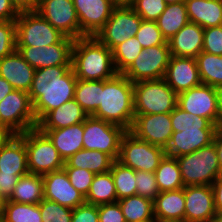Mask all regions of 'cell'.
Masks as SVG:
<instances>
[{
	"mask_svg": "<svg viewBox=\"0 0 222 222\" xmlns=\"http://www.w3.org/2000/svg\"><path fill=\"white\" fill-rule=\"evenodd\" d=\"M114 180L117 201L136 195L135 170L115 160L110 169Z\"/></svg>",
	"mask_w": 222,
	"mask_h": 222,
	"instance_id": "cell-38",
	"label": "cell"
},
{
	"mask_svg": "<svg viewBox=\"0 0 222 222\" xmlns=\"http://www.w3.org/2000/svg\"><path fill=\"white\" fill-rule=\"evenodd\" d=\"M157 222H188L186 219L181 220H167V221H157Z\"/></svg>",
	"mask_w": 222,
	"mask_h": 222,
	"instance_id": "cell-62",
	"label": "cell"
},
{
	"mask_svg": "<svg viewBox=\"0 0 222 222\" xmlns=\"http://www.w3.org/2000/svg\"><path fill=\"white\" fill-rule=\"evenodd\" d=\"M5 204V200L3 199V197L0 195V216H1V212H2V208L3 205Z\"/></svg>",
	"mask_w": 222,
	"mask_h": 222,
	"instance_id": "cell-61",
	"label": "cell"
},
{
	"mask_svg": "<svg viewBox=\"0 0 222 222\" xmlns=\"http://www.w3.org/2000/svg\"><path fill=\"white\" fill-rule=\"evenodd\" d=\"M177 93L202 84L195 58L172 56L163 78Z\"/></svg>",
	"mask_w": 222,
	"mask_h": 222,
	"instance_id": "cell-20",
	"label": "cell"
},
{
	"mask_svg": "<svg viewBox=\"0 0 222 222\" xmlns=\"http://www.w3.org/2000/svg\"><path fill=\"white\" fill-rule=\"evenodd\" d=\"M164 0H135L133 10L146 21H156L166 9Z\"/></svg>",
	"mask_w": 222,
	"mask_h": 222,
	"instance_id": "cell-45",
	"label": "cell"
},
{
	"mask_svg": "<svg viewBox=\"0 0 222 222\" xmlns=\"http://www.w3.org/2000/svg\"><path fill=\"white\" fill-rule=\"evenodd\" d=\"M171 124L173 132H178V129H216L218 127L208 119L185 112L178 106L171 112Z\"/></svg>",
	"mask_w": 222,
	"mask_h": 222,
	"instance_id": "cell-40",
	"label": "cell"
},
{
	"mask_svg": "<svg viewBox=\"0 0 222 222\" xmlns=\"http://www.w3.org/2000/svg\"><path fill=\"white\" fill-rule=\"evenodd\" d=\"M74 100L91 116L101 103V80L77 79Z\"/></svg>",
	"mask_w": 222,
	"mask_h": 222,
	"instance_id": "cell-35",
	"label": "cell"
},
{
	"mask_svg": "<svg viewBox=\"0 0 222 222\" xmlns=\"http://www.w3.org/2000/svg\"><path fill=\"white\" fill-rule=\"evenodd\" d=\"M3 222H42L39 204L5 201L1 216Z\"/></svg>",
	"mask_w": 222,
	"mask_h": 222,
	"instance_id": "cell-37",
	"label": "cell"
},
{
	"mask_svg": "<svg viewBox=\"0 0 222 222\" xmlns=\"http://www.w3.org/2000/svg\"><path fill=\"white\" fill-rule=\"evenodd\" d=\"M24 142L29 173L44 175L63 169L65 162L58 150L49 137L37 127L24 133Z\"/></svg>",
	"mask_w": 222,
	"mask_h": 222,
	"instance_id": "cell-7",
	"label": "cell"
},
{
	"mask_svg": "<svg viewBox=\"0 0 222 222\" xmlns=\"http://www.w3.org/2000/svg\"><path fill=\"white\" fill-rule=\"evenodd\" d=\"M42 222H71L73 209L43 199L39 203Z\"/></svg>",
	"mask_w": 222,
	"mask_h": 222,
	"instance_id": "cell-42",
	"label": "cell"
},
{
	"mask_svg": "<svg viewBox=\"0 0 222 222\" xmlns=\"http://www.w3.org/2000/svg\"><path fill=\"white\" fill-rule=\"evenodd\" d=\"M91 116L130 131L135 118L133 83L122 73L101 80V103Z\"/></svg>",
	"mask_w": 222,
	"mask_h": 222,
	"instance_id": "cell-2",
	"label": "cell"
},
{
	"mask_svg": "<svg viewBox=\"0 0 222 222\" xmlns=\"http://www.w3.org/2000/svg\"><path fill=\"white\" fill-rule=\"evenodd\" d=\"M166 4H175L185 2V0H164Z\"/></svg>",
	"mask_w": 222,
	"mask_h": 222,
	"instance_id": "cell-60",
	"label": "cell"
},
{
	"mask_svg": "<svg viewBox=\"0 0 222 222\" xmlns=\"http://www.w3.org/2000/svg\"><path fill=\"white\" fill-rule=\"evenodd\" d=\"M15 24L16 47L43 48L59 43L65 37L37 11L19 13Z\"/></svg>",
	"mask_w": 222,
	"mask_h": 222,
	"instance_id": "cell-6",
	"label": "cell"
},
{
	"mask_svg": "<svg viewBox=\"0 0 222 222\" xmlns=\"http://www.w3.org/2000/svg\"><path fill=\"white\" fill-rule=\"evenodd\" d=\"M63 169L67 173L72 186L86 197L95 174L86 169L70 167L66 162Z\"/></svg>",
	"mask_w": 222,
	"mask_h": 222,
	"instance_id": "cell-43",
	"label": "cell"
},
{
	"mask_svg": "<svg viewBox=\"0 0 222 222\" xmlns=\"http://www.w3.org/2000/svg\"><path fill=\"white\" fill-rule=\"evenodd\" d=\"M135 37L140 42L143 49L155 45H168V42L158 28L156 21L142 20Z\"/></svg>",
	"mask_w": 222,
	"mask_h": 222,
	"instance_id": "cell-41",
	"label": "cell"
},
{
	"mask_svg": "<svg viewBox=\"0 0 222 222\" xmlns=\"http://www.w3.org/2000/svg\"><path fill=\"white\" fill-rule=\"evenodd\" d=\"M43 199L44 189L42 175L28 173L19 177L9 201L24 204H39Z\"/></svg>",
	"mask_w": 222,
	"mask_h": 222,
	"instance_id": "cell-30",
	"label": "cell"
},
{
	"mask_svg": "<svg viewBox=\"0 0 222 222\" xmlns=\"http://www.w3.org/2000/svg\"><path fill=\"white\" fill-rule=\"evenodd\" d=\"M188 22L185 2L167 4L166 9L156 20V24L166 41L170 40Z\"/></svg>",
	"mask_w": 222,
	"mask_h": 222,
	"instance_id": "cell-31",
	"label": "cell"
},
{
	"mask_svg": "<svg viewBox=\"0 0 222 222\" xmlns=\"http://www.w3.org/2000/svg\"><path fill=\"white\" fill-rule=\"evenodd\" d=\"M214 193V206L216 213H222V173L211 185Z\"/></svg>",
	"mask_w": 222,
	"mask_h": 222,
	"instance_id": "cell-52",
	"label": "cell"
},
{
	"mask_svg": "<svg viewBox=\"0 0 222 222\" xmlns=\"http://www.w3.org/2000/svg\"><path fill=\"white\" fill-rule=\"evenodd\" d=\"M153 213L156 221L184 219V188L160 192L153 200Z\"/></svg>",
	"mask_w": 222,
	"mask_h": 222,
	"instance_id": "cell-27",
	"label": "cell"
},
{
	"mask_svg": "<svg viewBox=\"0 0 222 222\" xmlns=\"http://www.w3.org/2000/svg\"><path fill=\"white\" fill-rule=\"evenodd\" d=\"M76 83L72 66L35 70L28 94L37 123L51 110L74 99Z\"/></svg>",
	"mask_w": 222,
	"mask_h": 222,
	"instance_id": "cell-1",
	"label": "cell"
},
{
	"mask_svg": "<svg viewBox=\"0 0 222 222\" xmlns=\"http://www.w3.org/2000/svg\"><path fill=\"white\" fill-rule=\"evenodd\" d=\"M71 64L80 80H107L117 74L112 51L94 36L74 40Z\"/></svg>",
	"mask_w": 222,
	"mask_h": 222,
	"instance_id": "cell-3",
	"label": "cell"
},
{
	"mask_svg": "<svg viewBox=\"0 0 222 222\" xmlns=\"http://www.w3.org/2000/svg\"><path fill=\"white\" fill-rule=\"evenodd\" d=\"M21 176L24 175L0 174V195L5 201L13 195V188Z\"/></svg>",
	"mask_w": 222,
	"mask_h": 222,
	"instance_id": "cell-50",
	"label": "cell"
},
{
	"mask_svg": "<svg viewBox=\"0 0 222 222\" xmlns=\"http://www.w3.org/2000/svg\"><path fill=\"white\" fill-rule=\"evenodd\" d=\"M126 132L118 125L88 116L84 121L83 149L98 150L117 160L121 140Z\"/></svg>",
	"mask_w": 222,
	"mask_h": 222,
	"instance_id": "cell-10",
	"label": "cell"
},
{
	"mask_svg": "<svg viewBox=\"0 0 222 222\" xmlns=\"http://www.w3.org/2000/svg\"><path fill=\"white\" fill-rule=\"evenodd\" d=\"M190 22L202 28L222 25V0H185Z\"/></svg>",
	"mask_w": 222,
	"mask_h": 222,
	"instance_id": "cell-28",
	"label": "cell"
},
{
	"mask_svg": "<svg viewBox=\"0 0 222 222\" xmlns=\"http://www.w3.org/2000/svg\"><path fill=\"white\" fill-rule=\"evenodd\" d=\"M165 155V149L127 131L122 137L117 161L135 171L155 172Z\"/></svg>",
	"mask_w": 222,
	"mask_h": 222,
	"instance_id": "cell-9",
	"label": "cell"
},
{
	"mask_svg": "<svg viewBox=\"0 0 222 222\" xmlns=\"http://www.w3.org/2000/svg\"><path fill=\"white\" fill-rule=\"evenodd\" d=\"M176 159L184 186H211L221 174L217 150L213 143Z\"/></svg>",
	"mask_w": 222,
	"mask_h": 222,
	"instance_id": "cell-5",
	"label": "cell"
},
{
	"mask_svg": "<svg viewBox=\"0 0 222 222\" xmlns=\"http://www.w3.org/2000/svg\"><path fill=\"white\" fill-rule=\"evenodd\" d=\"M126 222L156 221L151 199L132 195L118 200Z\"/></svg>",
	"mask_w": 222,
	"mask_h": 222,
	"instance_id": "cell-33",
	"label": "cell"
},
{
	"mask_svg": "<svg viewBox=\"0 0 222 222\" xmlns=\"http://www.w3.org/2000/svg\"><path fill=\"white\" fill-rule=\"evenodd\" d=\"M213 144L216 147L220 171L222 173V128L217 127L213 137Z\"/></svg>",
	"mask_w": 222,
	"mask_h": 222,
	"instance_id": "cell-54",
	"label": "cell"
},
{
	"mask_svg": "<svg viewBox=\"0 0 222 222\" xmlns=\"http://www.w3.org/2000/svg\"><path fill=\"white\" fill-rule=\"evenodd\" d=\"M203 52L222 56V25L204 29Z\"/></svg>",
	"mask_w": 222,
	"mask_h": 222,
	"instance_id": "cell-47",
	"label": "cell"
},
{
	"mask_svg": "<svg viewBox=\"0 0 222 222\" xmlns=\"http://www.w3.org/2000/svg\"><path fill=\"white\" fill-rule=\"evenodd\" d=\"M141 222H157V221H141Z\"/></svg>",
	"mask_w": 222,
	"mask_h": 222,
	"instance_id": "cell-63",
	"label": "cell"
},
{
	"mask_svg": "<svg viewBox=\"0 0 222 222\" xmlns=\"http://www.w3.org/2000/svg\"><path fill=\"white\" fill-rule=\"evenodd\" d=\"M167 42L172 56L196 58L203 49L204 28L189 21Z\"/></svg>",
	"mask_w": 222,
	"mask_h": 222,
	"instance_id": "cell-24",
	"label": "cell"
},
{
	"mask_svg": "<svg viewBox=\"0 0 222 222\" xmlns=\"http://www.w3.org/2000/svg\"><path fill=\"white\" fill-rule=\"evenodd\" d=\"M115 160L108 154L98 150L81 149L65 162L70 167L86 169L94 174L110 171Z\"/></svg>",
	"mask_w": 222,
	"mask_h": 222,
	"instance_id": "cell-29",
	"label": "cell"
},
{
	"mask_svg": "<svg viewBox=\"0 0 222 222\" xmlns=\"http://www.w3.org/2000/svg\"><path fill=\"white\" fill-rule=\"evenodd\" d=\"M217 96L219 109L218 127L222 128V86L217 88Z\"/></svg>",
	"mask_w": 222,
	"mask_h": 222,
	"instance_id": "cell-56",
	"label": "cell"
},
{
	"mask_svg": "<svg viewBox=\"0 0 222 222\" xmlns=\"http://www.w3.org/2000/svg\"><path fill=\"white\" fill-rule=\"evenodd\" d=\"M116 201L117 194L111 171L95 174L89 192L85 197V203L98 206Z\"/></svg>",
	"mask_w": 222,
	"mask_h": 222,
	"instance_id": "cell-32",
	"label": "cell"
},
{
	"mask_svg": "<svg viewBox=\"0 0 222 222\" xmlns=\"http://www.w3.org/2000/svg\"><path fill=\"white\" fill-rule=\"evenodd\" d=\"M16 50L15 21H0V59Z\"/></svg>",
	"mask_w": 222,
	"mask_h": 222,
	"instance_id": "cell-46",
	"label": "cell"
},
{
	"mask_svg": "<svg viewBox=\"0 0 222 222\" xmlns=\"http://www.w3.org/2000/svg\"><path fill=\"white\" fill-rule=\"evenodd\" d=\"M82 37L95 36L114 9L110 0H73Z\"/></svg>",
	"mask_w": 222,
	"mask_h": 222,
	"instance_id": "cell-19",
	"label": "cell"
},
{
	"mask_svg": "<svg viewBox=\"0 0 222 222\" xmlns=\"http://www.w3.org/2000/svg\"><path fill=\"white\" fill-rule=\"evenodd\" d=\"M36 11L63 35L74 40L82 37L73 0H40Z\"/></svg>",
	"mask_w": 222,
	"mask_h": 222,
	"instance_id": "cell-13",
	"label": "cell"
},
{
	"mask_svg": "<svg viewBox=\"0 0 222 222\" xmlns=\"http://www.w3.org/2000/svg\"><path fill=\"white\" fill-rule=\"evenodd\" d=\"M177 106L183 111L208 119L218 126L219 109L217 88L206 84L178 94Z\"/></svg>",
	"mask_w": 222,
	"mask_h": 222,
	"instance_id": "cell-14",
	"label": "cell"
},
{
	"mask_svg": "<svg viewBox=\"0 0 222 222\" xmlns=\"http://www.w3.org/2000/svg\"><path fill=\"white\" fill-rule=\"evenodd\" d=\"M24 133L11 134L0 147V174H28Z\"/></svg>",
	"mask_w": 222,
	"mask_h": 222,
	"instance_id": "cell-22",
	"label": "cell"
},
{
	"mask_svg": "<svg viewBox=\"0 0 222 222\" xmlns=\"http://www.w3.org/2000/svg\"><path fill=\"white\" fill-rule=\"evenodd\" d=\"M135 115L171 113L177 107L178 94L164 79L133 83Z\"/></svg>",
	"mask_w": 222,
	"mask_h": 222,
	"instance_id": "cell-4",
	"label": "cell"
},
{
	"mask_svg": "<svg viewBox=\"0 0 222 222\" xmlns=\"http://www.w3.org/2000/svg\"><path fill=\"white\" fill-rule=\"evenodd\" d=\"M216 129H178L173 132L165 154L170 157H180L190 154L213 143Z\"/></svg>",
	"mask_w": 222,
	"mask_h": 222,
	"instance_id": "cell-21",
	"label": "cell"
},
{
	"mask_svg": "<svg viewBox=\"0 0 222 222\" xmlns=\"http://www.w3.org/2000/svg\"><path fill=\"white\" fill-rule=\"evenodd\" d=\"M114 7H132L135 0H110Z\"/></svg>",
	"mask_w": 222,
	"mask_h": 222,
	"instance_id": "cell-57",
	"label": "cell"
},
{
	"mask_svg": "<svg viewBox=\"0 0 222 222\" xmlns=\"http://www.w3.org/2000/svg\"><path fill=\"white\" fill-rule=\"evenodd\" d=\"M202 84L222 86V56L201 52L196 58Z\"/></svg>",
	"mask_w": 222,
	"mask_h": 222,
	"instance_id": "cell-36",
	"label": "cell"
},
{
	"mask_svg": "<svg viewBox=\"0 0 222 222\" xmlns=\"http://www.w3.org/2000/svg\"><path fill=\"white\" fill-rule=\"evenodd\" d=\"M15 9L21 12L36 11L40 0H10Z\"/></svg>",
	"mask_w": 222,
	"mask_h": 222,
	"instance_id": "cell-53",
	"label": "cell"
},
{
	"mask_svg": "<svg viewBox=\"0 0 222 222\" xmlns=\"http://www.w3.org/2000/svg\"><path fill=\"white\" fill-rule=\"evenodd\" d=\"M88 114L74 99L48 112L37 124L38 129H61L84 122Z\"/></svg>",
	"mask_w": 222,
	"mask_h": 222,
	"instance_id": "cell-26",
	"label": "cell"
},
{
	"mask_svg": "<svg viewBox=\"0 0 222 222\" xmlns=\"http://www.w3.org/2000/svg\"><path fill=\"white\" fill-rule=\"evenodd\" d=\"M10 135L11 134L5 128L0 126V147Z\"/></svg>",
	"mask_w": 222,
	"mask_h": 222,
	"instance_id": "cell-58",
	"label": "cell"
},
{
	"mask_svg": "<svg viewBox=\"0 0 222 222\" xmlns=\"http://www.w3.org/2000/svg\"><path fill=\"white\" fill-rule=\"evenodd\" d=\"M130 132L141 140L166 149L173 134L171 113L135 115Z\"/></svg>",
	"mask_w": 222,
	"mask_h": 222,
	"instance_id": "cell-16",
	"label": "cell"
},
{
	"mask_svg": "<svg viewBox=\"0 0 222 222\" xmlns=\"http://www.w3.org/2000/svg\"><path fill=\"white\" fill-rule=\"evenodd\" d=\"M44 199L76 208L85 203V197L75 189L64 169L42 175Z\"/></svg>",
	"mask_w": 222,
	"mask_h": 222,
	"instance_id": "cell-17",
	"label": "cell"
},
{
	"mask_svg": "<svg viewBox=\"0 0 222 222\" xmlns=\"http://www.w3.org/2000/svg\"><path fill=\"white\" fill-rule=\"evenodd\" d=\"M171 57L169 45H155L146 49L123 73L132 83L163 79Z\"/></svg>",
	"mask_w": 222,
	"mask_h": 222,
	"instance_id": "cell-12",
	"label": "cell"
},
{
	"mask_svg": "<svg viewBox=\"0 0 222 222\" xmlns=\"http://www.w3.org/2000/svg\"><path fill=\"white\" fill-rule=\"evenodd\" d=\"M154 173L160 192L185 187L181 178L180 167L175 157L165 155Z\"/></svg>",
	"mask_w": 222,
	"mask_h": 222,
	"instance_id": "cell-34",
	"label": "cell"
},
{
	"mask_svg": "<svg viewBox=\"0 0 222 222\" xmlns=\"http://www.w3.org/2000/svg\"><path fill=\"white\" fill-rule=\"evenodd\" d=\"M185 214L188 222H211L216 215L214 193L210 185L184 187Z\"/></svg>",
	"mask_w": 222,
	"mask_h": 222,
	"instance_id": "cell-18",
	"label": "cell"
},
{
	"mask_svg": "<svg viewBox=\"0 0 222 222\" xmlns=\"http://www.w3.org/2000/svg\"><path fill=\"white\" fill-rule=\"evenodd\" d=\"M142 18L132 7H114L106 24L94 36L111 51L130 37H135Z\"/></svg>",
	"mask_w": 222,
	"mask_h": 222,
	"instance_id": "cell-11",
	"label": "cell"
},
{
	"mask_svg": "<svg viewBox=\"0 0 222 222\" xmlns=\"http://www.w3.org/2000/svg\"><path fill=\"white\" fill-rule=\"evenodd\" d=\"M29 94L13 90L0 102V126L10 134H22L37 127Z\"/></svg>",
	"mask_w": 222,
	"mask_h": 222,
	"instance_id": "cell-8",
	"label": "cell"
},
{
	"mask_svg": "<svg viewBox=\"0 0 222 222\" xmlns=\"http://www.w3.org/2000/svg\"><path fill=\"white\" fill-rule=\"evenodd\" d=\"M98 206L84 203L73 209L71 222H99Z\"/></svg>",
	"mask_w": 222,
	"mask_h": 222,
	"instance_id": "cell-49",
	"label": "cell"
},
{
	"mask_svg": "<svg viewBox=\"0 0 222 222\" xmlns=\"http://www.w3.org/2000/svg\"><path fill=\"white\" fill-rule=\"evenodd\" d=\"M142 46L136 37H130L112 50L117 73H124L142 52Z\"/></svg>",
	"mask_w": 222,
	"mask_h": 222,
	"instance_id": "cell-39",
	"label": "cell"
},
{
	"mask_svg": "<svg viewBox=\"0 0 222 222\" xmlns=\"http://www.w3.org/2000/svg\"><path fill=\"white\" fill-rule=\"evenodd\" d=\"M13 90L14 88L12 85L6 79L0 76V102Z\"/></svg>",
	"mask_w": 222,
	"mask_h": 222,
	"instance_id": "cell-55",
	"label": "cell"
},
{
	"mask_svg": "<svg viewBox=\"0 0 222 222\" xmlns=\"http://www.w3.org/2000/svg\"><path fill=\"white\" fill-rule=\"evenodd\" d=\"M211 222H222V213H216Z\"/></svg>",
	"mask_w": 222,
	"mask_h": 222,
	"instance_id": "cell-59",
	"label": "cell"
},
{
	"mask_svg": "<svg viewBox=\"0 0 222 222\" xmlns=\"http://www.w3.org/2000/svg\"><path fill=\"white\" fill-rule=\"evenodd\" d=\"M19 12L10 0H0V21H15Z\"/></svg>",
	"mask_w": 222,
	"mask_h": 222,
	"instance_id": "cell-51",
	"label": "cell"
},
{
	"mask_svg": "<svg viewBox=\"0 0 222 222\" xmlns=\"http://www.w3.org/2000/svg\"><path fill=\"white\" fill-rule=\"evenodd\" d=\"M53 142L64 162L83 149L84 122L61 129H39Z\"/></svg>",
	"mask_w": 222,
	"mask_h": 222,
	"instance_id": "cell-25",
	"label": "cell"
},
{
	"mask_svg": "<svg viewBox=\"0 0 222 222\" xmlns=\"http://www.w3.org/2000/svg\"><path fill=\"white\" fill-rule=\"evenodd\" d=\"M74 39L65 36L59 43L43 48L16 47L24 60L35 69L53 66H72Z\"/></svg>",
	"mask_w": 222,
	"mask_h": 222,
	"instance_id": "cell-15",
	"label": "cell"
},
{
	"mask_svg": "<svg viewBox=\"0 0 222 222\" xmlns=\"http://www.w3.org/2000/svg\"><path fill=\"white\" fill-rule=\"evenodd\" d=\"M35 70V68L24 60L17 50L0 59V76L6 79L14 90H21L28 93L32 85Z\"/></svg>",
	"mask_w": 222,
	"mask_h": 222,
	"instance_id": "cell-23",
	"label": "cell"
},
{
	"mask_svg": "<svg viewBox=\"0 0 222 222\" xmlns=\"http://www.w3.org/2000/svg\"><path fill=\"white\" fill-rule=\"evenodd\" d=\"M136 194L152 201L160 193L155 173L135 171Z\"/></svg>",
	"mask_w": 222,
	"mask_h": 222,
	"instance_id": "cell-44",
	"label": "cell"
},
{
	"mask_svg": "<svg viewBox=\"0 0 222 222\" xmlns=\"http://www.w3.org/2000/svg\"><path fill=\"white\" fill-rule=\"evenodd\" d=\"M99 222H126L118 201L98 205Z\"/></svg>",
	"mask_w": 222,
	"mask_h": 222,
	"instance_id": "cell-48",
	"label": "cell"
}]
</instances>
